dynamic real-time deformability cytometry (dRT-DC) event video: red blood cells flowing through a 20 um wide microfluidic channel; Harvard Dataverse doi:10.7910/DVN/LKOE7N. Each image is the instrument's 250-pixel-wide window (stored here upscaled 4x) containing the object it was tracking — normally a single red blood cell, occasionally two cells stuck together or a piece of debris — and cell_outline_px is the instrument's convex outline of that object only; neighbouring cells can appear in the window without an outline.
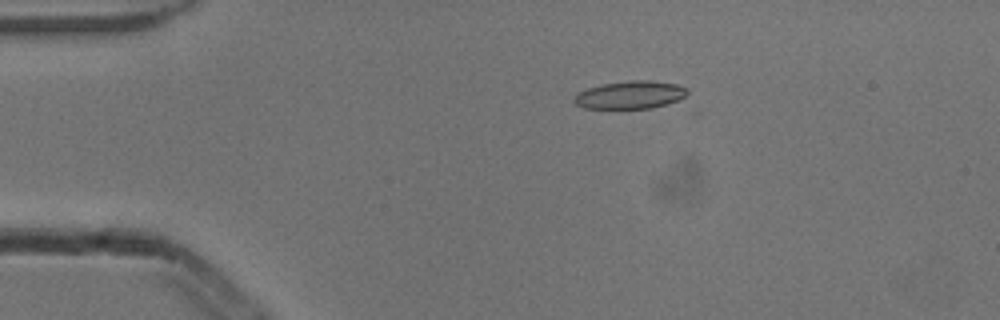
{"species": "common noctule bat (a hibernating species)", "species_latin": "Nyctalus noctula", "temperature_condition": "cold", "stored_images_in_passage": 3, "camera_frame_rate_fps": 3000, "um_per_image_px": 0.085, "animal": {"sex": "male", "body_mass_g": 13.3}, "frame": {"image": 1, "passage_image": 1, "time_ms": 0.0, "image_size_px": [1000, 320], "cell_outline_px": [[688, 92], [684, 96], [668, 104], [652, 108], [584, 108], [576, 104], [572, 100], [580, 92], [588, 88], [600, 84], [628, 80], [648, 80], [676, 84], [688, 88]], "centroid_in_image_um": [53.57, 8.06], "position_along_channel_um": 31.4, "area_um2": 18.26}}
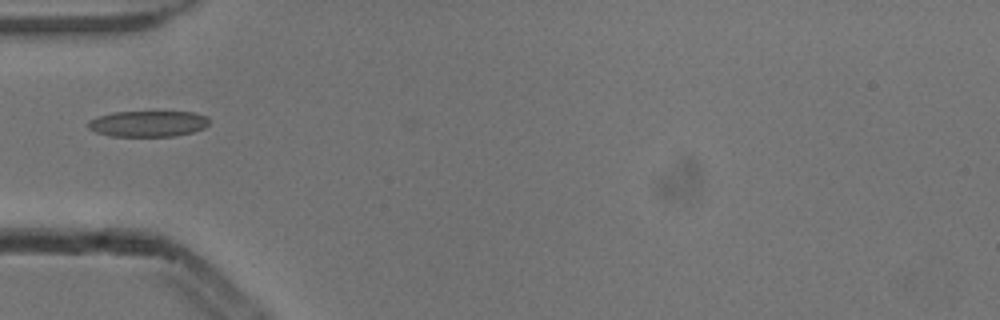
{"frame": {"image": 2, "passage_image": 3, "time_ms": 0.667, "image_size_px": [1000, 320], "cell_outline_px": [[212, 120], [204, 128], [192, 132], [176, 136], [112, 136], [96, 132], [88, 128], [88, 120], [112, 112], [196, 112], [208, 116]], "centroid_in_image_um": [12.63, 10.51], "position_along_channel_um": 72.4, "area_um2": 18.44}}